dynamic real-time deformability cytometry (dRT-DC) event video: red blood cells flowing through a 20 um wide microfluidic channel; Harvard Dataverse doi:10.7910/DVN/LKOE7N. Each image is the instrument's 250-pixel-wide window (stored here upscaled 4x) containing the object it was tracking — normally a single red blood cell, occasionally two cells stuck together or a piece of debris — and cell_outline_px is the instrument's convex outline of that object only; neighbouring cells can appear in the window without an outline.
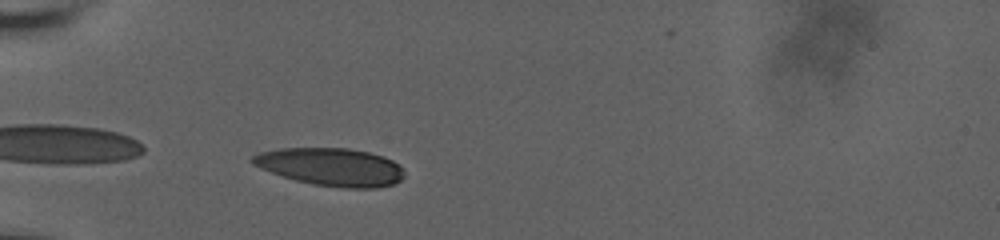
{"species": "human", "species_latin": "Homo sapiens", "temperature_condition": "room temperature", "stored_images_in_passage": 59, "camera_frame_rate_fps": 3000, "um_per_image_px": 0.085, "donor": {"sex": "male"}, "frame": {"image": 1, "passage_image": 2, "time_ms": 0.333, "image_size_px": [1000, 240], "cell_outline_px": [[404, 176], [400, 180], [392, 184], [376, 188], [344, 188], [312, 184], [296, 180], [260, 168], [252, 164], [248, 160], [252, 156], [260, 152], [280, 148], [348, 148], [368, 152], [384, 156], [392, 160], [404, 172]], "centroid_in_image_um": [28.11, 14.18], "position_along_channel_um": 56.9, "area_um2": 33.35}}
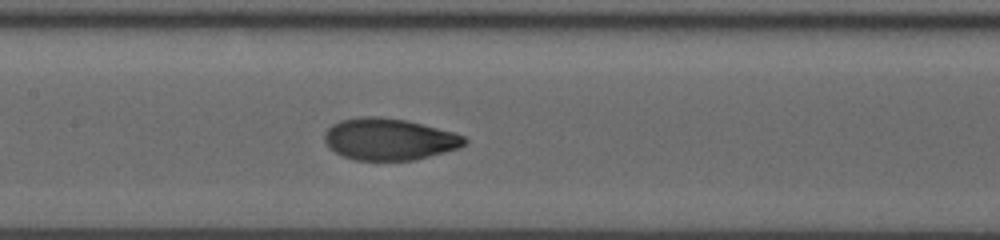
{"frame": {"image": 2, "passage_image": 27, "time_ms": 4.0, "image_size_px": [1000, 240], "cell_outline_px": [[468, 140], [460, 148], [412, 160], [356, 160], [344, 156], [336, 152], [324, 140], [324, 132], [332, 124], [340, 120], [360, 116], [380, 116], [408, 120], [452, 132], [464, 136]], "centroid_in_image_um": [33.07, 11.81], "position_along_channel_um": 174.3, "area_um2": 33.93}}
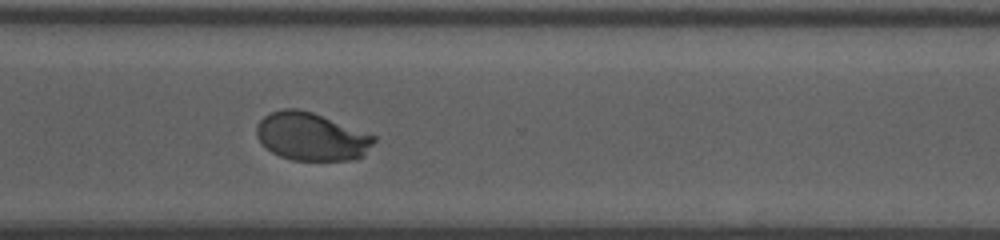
{"frame": {"image": 3, "passage_image": 58, "time_ms": 8.667, "image_size_px": [1000, 240], "cell_outline_px": [[376, 140], [364, 156], [348, 160], [292, 160], [280, 156], [272, 152], [256, 136], [256, 128], [260, 120], [264, 116], [272, 112], [284, 108], [296, 108], [312, 112], [376, 136]], "centroid_in_image_um": [26.48, 11.61], "position_along_channel_um": 344.1, "area_um2": 32.54}}